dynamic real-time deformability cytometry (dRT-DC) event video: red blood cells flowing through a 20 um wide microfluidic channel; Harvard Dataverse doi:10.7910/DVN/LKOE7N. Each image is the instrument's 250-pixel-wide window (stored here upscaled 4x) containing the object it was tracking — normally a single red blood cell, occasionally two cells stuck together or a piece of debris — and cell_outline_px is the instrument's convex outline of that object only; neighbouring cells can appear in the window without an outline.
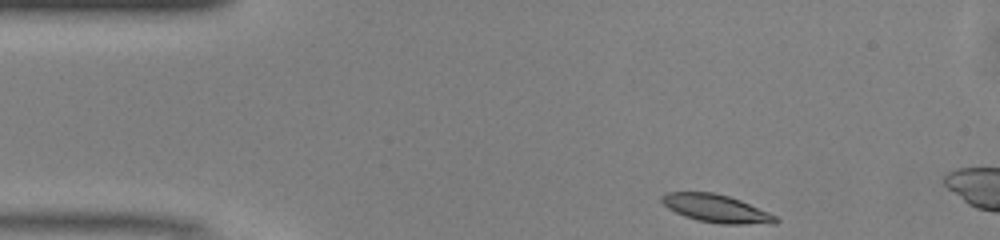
{"species": "common noctule bat (a hibernating species)", "species_latin": "Nyctalus noctula", "temperature_condition": "warm", "stored_images_in_passage": 6, "camera_frame_rate_fps": 3000, "um_per_image_px": 0.085, "animal": {"sex": "male", "body_mass_g": 13.0, "forearm_length_mm": 53.1}, "frame": {"image": 1, "passage_image": 1, "time_ms": 0.0, "image_size_px": [1000, 240], "cell_outline_px": [[780, 220], [776, 224], [720, 224], [696, 220], [684, 216], [668, 208], [660, 200], [660, 196], [668, 192], [712, 192], [728, 196], [740, 200], [768, 212], [776, 216]], "centroid_in_image_um": [60.89, 17.73], "position_along_channel_um": 24.1, "area_um2": 18.55}}